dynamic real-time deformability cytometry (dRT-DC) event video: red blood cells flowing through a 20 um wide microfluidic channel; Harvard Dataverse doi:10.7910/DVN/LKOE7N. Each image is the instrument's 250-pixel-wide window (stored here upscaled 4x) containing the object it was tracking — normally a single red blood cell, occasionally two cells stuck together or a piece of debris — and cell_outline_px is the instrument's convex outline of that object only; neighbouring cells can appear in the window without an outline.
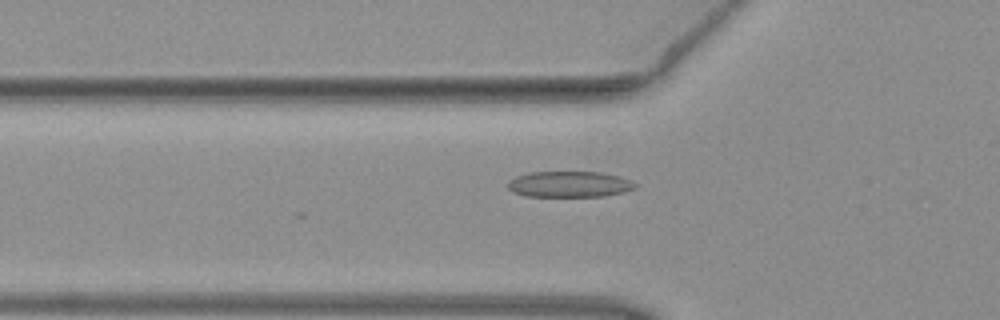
{"species": "common noctule bat (a hibernating species)", "species_latin": "Nyctalus noctula", "temperature_condition": "warm", "stored_images_in_passage": 22, "camera_frame_rate_fps": 3000, "um_per_image_px": 0.085, "animal": {"sex": "female", "body_mass_g": 19.3, "forearm_length_mm": 54.1}, "frame": {"image": 1, "passage_image": 5, "time_ms": 1.333, "image_size_px": [1000, 320], "cell_outline_px": [[636, 188], [624, 192], [604, 196], [524, 196], [512, 192], [508, 188], [508, 180], [516, 176], [528, 172], [600, 172], [620, 176], [632, 180], [636, 184]], "centroid_in_image_um": [48.39, 15.66], "position_along_channel_um": 77.4, "area_um2": 19.42}}
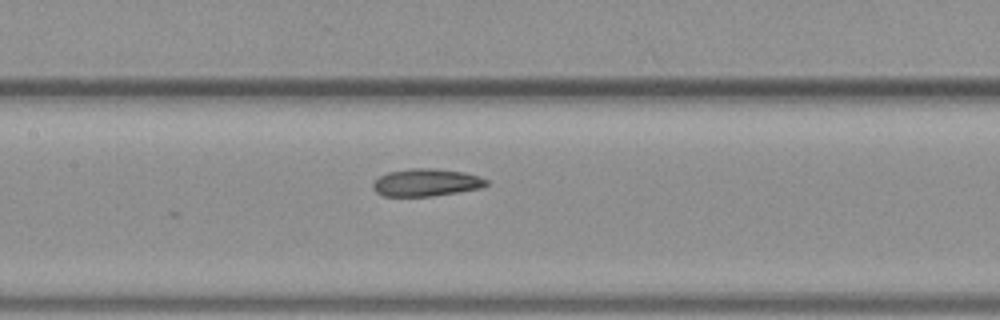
{"frame": {"image": 2, "passage_image": 12, "time_ms": 3.667, "image_size_px": [1000, 320], "cell_outline_px": [[488, 184], [480, 188], [432, 196], [384, 196], [376, 192], [372, 188], [372, 184], [380, 176], [388, 172], [408, 168], [436, 168], [464, 172], [488, 180]], "centroid_in_image_um": [36.2, 15.5], "position_along_channel_um": 171.2, "area_um2": 18.09}}
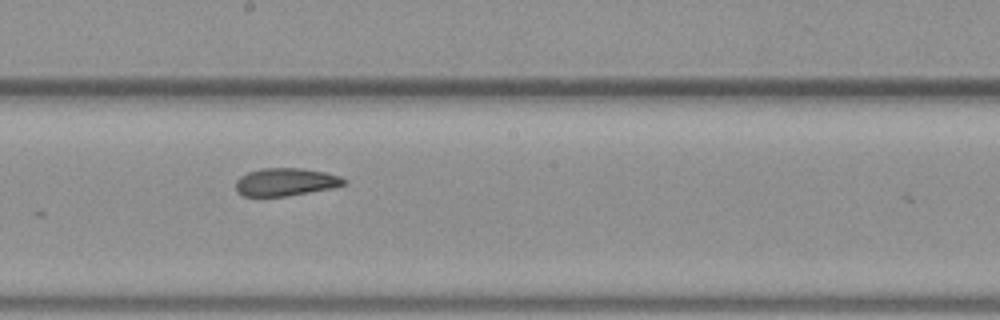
{"frame": {"image": 3, "passage_image": 16, "time_ms": 5.0, "image_size_px": [1000, 320], "cell_outline_px": [[348, 184], [332, 188], [284, 196], [244, 196], [236, 192], [236, 180], [240, 176], [248, 172], [260, 168], [300, 168], [324, 172], [340, 176], [348, 180]], "centroid_in_image_um": [24.28, 15.46], "position_along_channel_um": 223.9, "area_um2": 17.57}}